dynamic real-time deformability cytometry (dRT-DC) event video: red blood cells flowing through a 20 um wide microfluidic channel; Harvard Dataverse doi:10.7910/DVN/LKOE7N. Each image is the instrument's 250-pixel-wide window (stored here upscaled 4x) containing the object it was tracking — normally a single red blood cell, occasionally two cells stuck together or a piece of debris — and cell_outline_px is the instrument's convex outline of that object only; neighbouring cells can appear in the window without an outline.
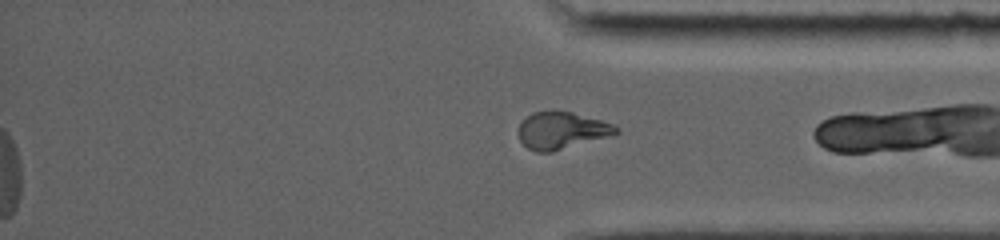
{"species": "common noctule bat (a hibernating species)", "species_latin": "Nyctalus noctula", "temperature_condition": "room temperature", "stored_images_in_passage": 37, "segment_of_instrument_passage": [2, 2], "camera_frame_rate_fps": 5000, "um_per_image_px": 0.085, "animal": {"sex": "female", "body_mass_g": 19.0, "forearm_length_mm": 56.7}, "frame": {"image": 1, "passage_image": 37, "time_ms": 14.2, "image_size_px": [1000, 240], "cell_outline_px": [[620, 132], [612, 136], [552, 152], [536, 152], [528, 148], [520, 140], [516, 132], [520, 124], [532, 112], [572, 112], [600, 120], [612, 124], [620, 128]], "centroid_in_image_um": [47.76, 11.12], "position_along_channel_um": 387.4, "area_um2": 21.04}}